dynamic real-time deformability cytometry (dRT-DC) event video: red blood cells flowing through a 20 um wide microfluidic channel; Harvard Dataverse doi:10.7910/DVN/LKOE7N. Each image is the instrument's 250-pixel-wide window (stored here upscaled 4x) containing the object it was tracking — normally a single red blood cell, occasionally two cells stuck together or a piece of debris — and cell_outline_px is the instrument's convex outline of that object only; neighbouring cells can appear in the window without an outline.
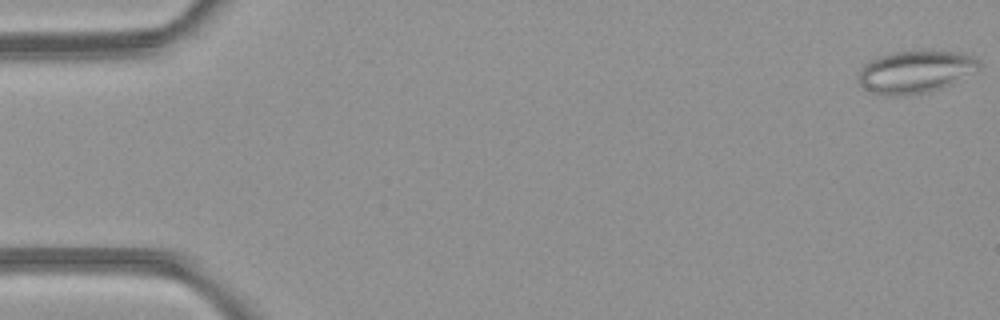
{"species": "common noctule bat (a hibernating species)", "species_latin": "Nyctalus noctula", "temperature_condition": "room temperature", "stored_images_in_passage": 5, "camera_frame_rate_fps": 3000, "um_per_image_px": 0.085, "animal": {"sex": "female", "body_mass_g": 21.9}, "frame": {"image": 1, "passage_image": 1, "time_ms": 0.0, "image_size_px": [1000, 320], "cell_outline_px": [[980, 68], [940, 88], [924, 92], [900, 96], [892, 96], [872, 92], [864, 88], [856, 80], [860, 68], [864, 64], [880, 56], [896, 52], [920, 48], [964, 52], [980, 60]], "centroid_in_image_um": [77.8, 6.05], "position_along_channel_um": 7.2, "area_um2": 30.17}}